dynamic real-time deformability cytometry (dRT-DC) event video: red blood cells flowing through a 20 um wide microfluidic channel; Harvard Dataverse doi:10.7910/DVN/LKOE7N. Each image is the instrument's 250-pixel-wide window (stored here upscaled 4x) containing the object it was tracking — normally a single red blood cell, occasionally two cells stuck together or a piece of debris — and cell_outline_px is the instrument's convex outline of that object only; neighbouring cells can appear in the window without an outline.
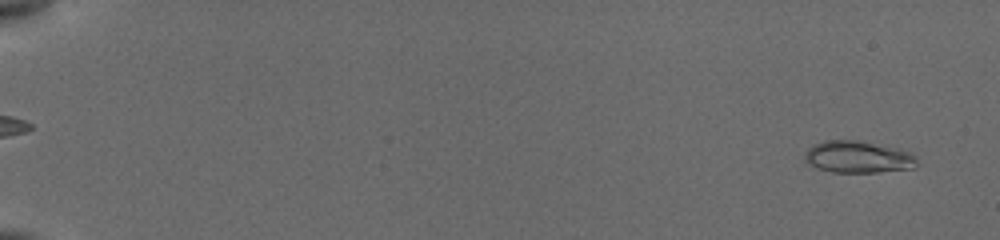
{"species": "common noctule bat (a hibernating species)", "species_latin": "Nyctalus noctula", "temperature_condition": "cold", "stored_images_in_passage": 17, "camera_frame_rate_fps": 3000, "um_per_image_px": 0.085, "animal": {"sex": "female", "body_mass_g": 19.5, "forearm_length_mm": 54.1}, "frame": {"image": 1, "passage_image": 2, "time_ms": 0.667, "image_size_px": [1000, 240], "cell_outline_px": [[916, 164], [912, 168], [876, 172], [832, 172], [808, 164], [804, 160], [804, 152], [812, 144], [824, 140], [856, 140], [908, 152], [916, 156]], "centroid_in_image_um": [72.84, 13.34], "position_along_channel_um": 12.2, "area_um2": 20.52}}
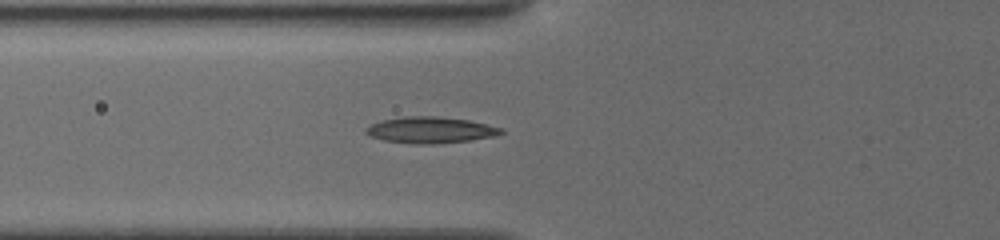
{"frame": {"image": 2, "passage_image": 14, "time_ms": 7.333, "image_size_px": [1000, 240], "cell_outline_px": [[504, 132], [492, 136], [468, 140], [432, 144], [416, 144], [384, 140], [372, 136], [364, 132], [364, 128], [372, 124], [384, 120], [404, 116], [432, 116], [468, 120], [500, 128]], "centroid_in_image_um": [36.52, 11.05], "position_along_channel_um": 89.3, "area_um2": 20.17}}
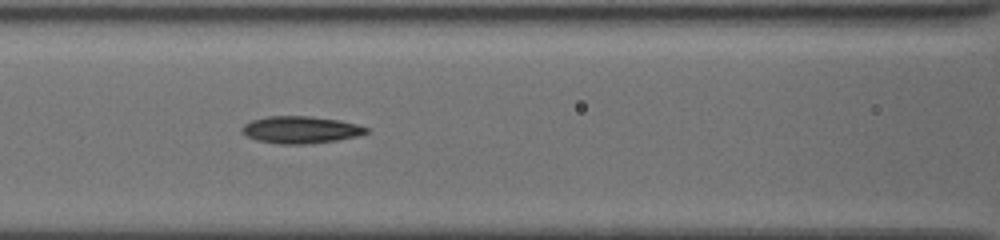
{"frame": {"image": 3, "passage_image": 17, "time_ms": 8.667, "image_size_px": [1000, 240], "cell_outline_px": [[368, 132], [356, 136], [336, 140], [304, 144], [280, 144], [256, 140], [240, 132], [240, 128], [244, 124], [252, 120], [268, 116], [308, 116], [340, 120], [356, 124], [368, 128]], "centroid_in_image_um": [25.51, 11.02], "position_along_channel_um": 141.1, "area_um2": 19.54}}